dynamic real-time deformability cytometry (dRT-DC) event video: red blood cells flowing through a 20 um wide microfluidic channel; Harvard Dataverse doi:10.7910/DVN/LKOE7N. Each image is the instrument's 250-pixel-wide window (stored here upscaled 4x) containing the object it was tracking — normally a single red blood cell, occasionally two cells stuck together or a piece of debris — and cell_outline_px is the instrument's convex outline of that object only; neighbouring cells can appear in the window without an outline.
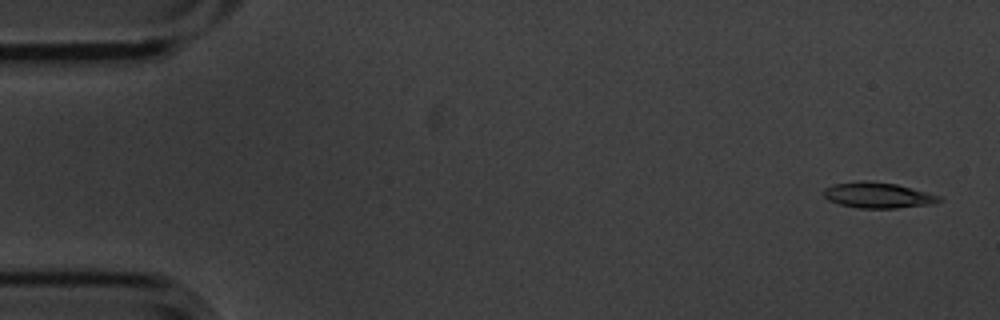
{"species": "common noctule bat (a hibernating species)", "species_latin": "Nyctalus noctula", "temperature_condition": "cold", "stored_images_in_passage": 4, "camera_frame_rate_fps": 3000, "um_per_image_px": 0.085, "animal": {"sex": "male", "body_mass_g": 20.1, "forearm_length_mm": 53.5}, "frame": {"image": 1, "passage_image": 1, "time_ms": 0.0, "image_size_px": [1000, 320], "cell_outline_px": [[944, 200], [932, 204], [896, 208], [860, 208], [840, 204], [828, 200], [824, 196], [824, 188], [832, 184], [864, 180], [896, 184], [944, 196]], "centroid_in_image_um": [74.67, 16.59], "position_along_channel_um": 10.3, "area_um2": 17.4}}
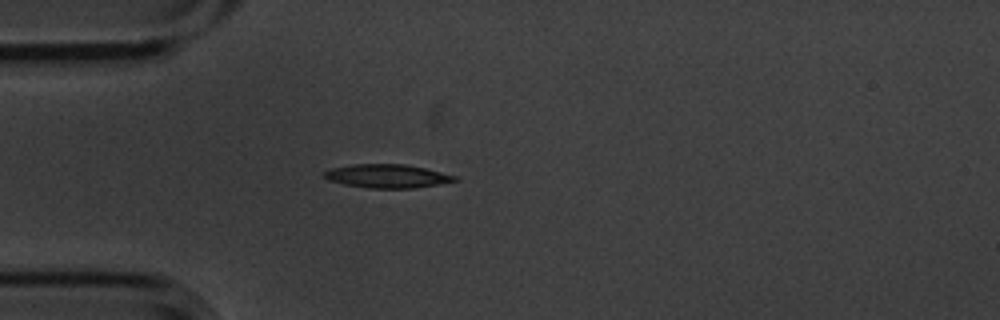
{"frame": {"image": 2, "passage_image": 4, "time_ms": 1.0, "image_size_px": [1000, 320], "cell_outline_px": [[460, 180], [412, 188], [368, 188], [344, 184], [328, 180], [324, 176], [324, 172], [332, 168], [352, 164], [404, 164], [424, 168], [456, 176]], "centroid_in_image_um": [32.89, 14.96], "position_along_channel_um": 52.1, "area_um2": 17.69}}